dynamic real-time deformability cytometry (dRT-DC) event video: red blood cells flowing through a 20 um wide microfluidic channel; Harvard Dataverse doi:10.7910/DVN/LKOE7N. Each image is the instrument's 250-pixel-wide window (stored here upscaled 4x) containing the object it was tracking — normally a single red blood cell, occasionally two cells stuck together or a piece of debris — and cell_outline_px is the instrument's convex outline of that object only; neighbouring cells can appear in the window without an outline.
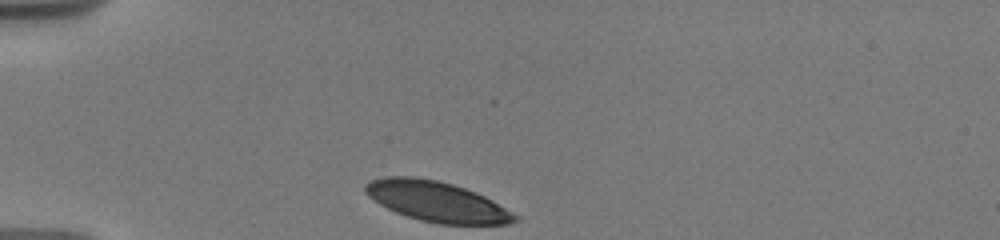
{"species": "human", "species_latin": "Homo sapiens", "temperature_condition": "warm", "stored_images_in_passage": 17, "camera_frame_rate_fps": 3000, "um_per_image_px": 0.085, "donor": {"sex": "male"}, "frame": {"image": 1, "passage_image": 1, "time_ms": 0.0, "image_size_px": [1000, 240], "cell_outline_px": [[520, 220], [512, 224], [440, 224], [420, 220], [396, 212], [372, 200], [364, 192], [364, 184], [368, 180], [384, 176], [412, 176], [436, 180], [452, 184], [476, 192], [492, 200], [520, 216]], "centroid_in_image_um": [37.12, 17.12], "position_along_channel_um": 47.9, "area_um2": 35.26}}
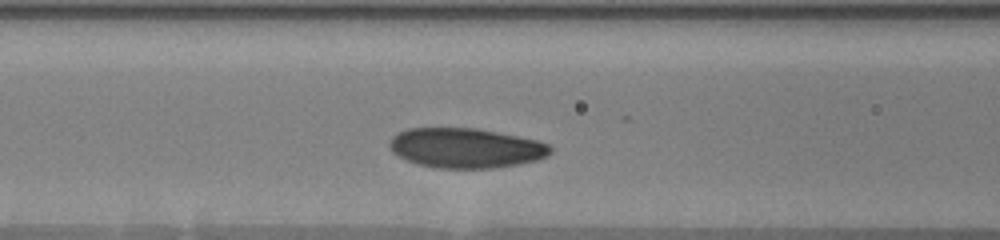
{"frame": {"image": 2, "passage_image": 11, "time_ms": 3.0, "image_size_px": [1000, 240], "cell_outline_px": [[552, 152], [548, 156], [536, 160], [516, 164], [492, 168], [436, 168], [416, 164], [392, 152], [388, 144], [392, 136], [408, 128], [476, 128], [536, 140], [548, 144], [552, 148]], "centroid_in_image_um": [39.57, 12.58], "position_along_channel_um": 127.0, "area_um2": 37.17}}
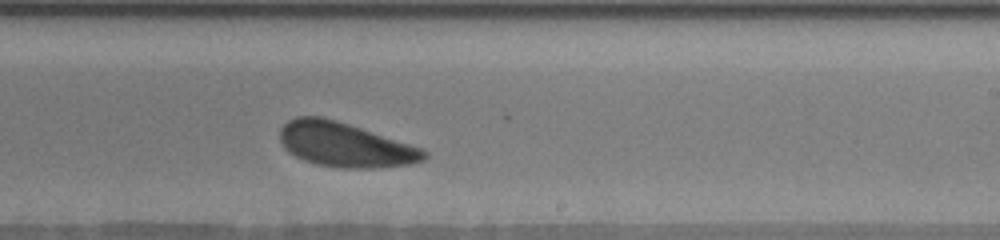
{"frame": {"image": 3, "passage_image": 17, "time_ms": 6.667, "image_size_px": [1000, 240], "cell_outline_px": [[428, 156], [424, 160], [412, 164], [368, 168], [340, 168], [316, 164], [304, 160], [288, 152], [284, 148], [280, 140], [280, 128], [288, 120], [296, 116], [320, 116], [336, 120], [424, 148], [428, 152]], "centroid_in_image_um": [29.33, 12.3], "position_along_channel_um": 259.7, "area_um2": 37.45}}